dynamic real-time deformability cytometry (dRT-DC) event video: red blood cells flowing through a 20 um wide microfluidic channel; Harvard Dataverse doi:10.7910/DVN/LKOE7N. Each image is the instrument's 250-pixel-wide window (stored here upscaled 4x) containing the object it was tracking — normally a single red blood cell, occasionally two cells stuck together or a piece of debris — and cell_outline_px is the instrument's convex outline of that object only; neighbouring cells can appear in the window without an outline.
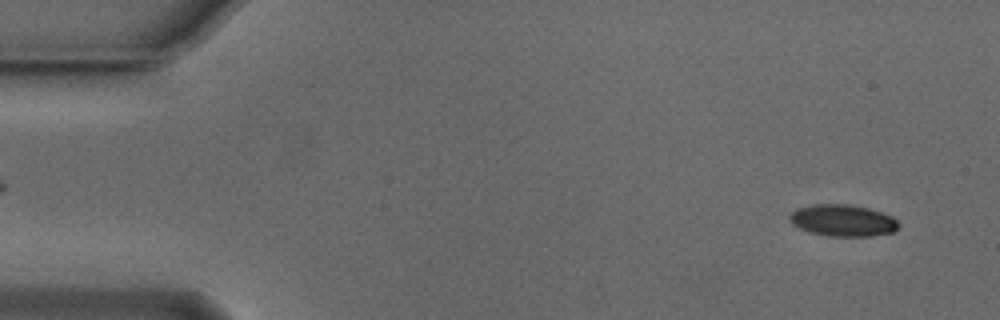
{"species": "Egyptian fruit bat (a non-hibernating species)", "species_latin": "Rousettus aegyptiacus", "temperature_condition": "cold", "stored_images_in_passage": 20, "camera_frame_rate_fps": 3000, "um_per_image_px": 0.085, "animal": {"sex": "male"}, "frame": {"image": 1, "passage_image": 3, "time_ms": 0.667, "image_size_px": [1000, 320], "cell_outline_px": [[900, 224], [892, 232], [872, 236], [828, 236], [812, 232], [800, 228], [792, 224], [788, 216], [796, 208], [816, 204], [848, 204], [868, 208], [892, 216]], "centroid_in_image_um": [71.63, 18.73], "position_along_channel_um": 13.4, "area_um2": 20.0}}
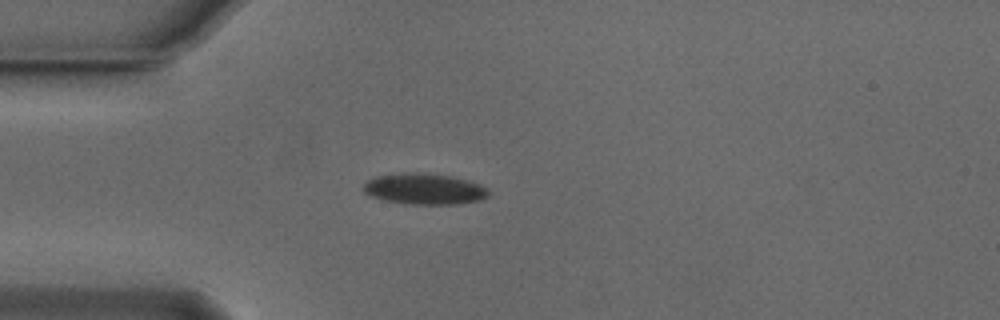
{"frame": {"image": 2, "passage_image": 14, "time_ms": 4.333, "image_size_px": [1000, 320], "cell_outline_px": [[488, 196], [480, 200], [460, 204], [404, 204], [384, 200], [372, 196], [364, 192], [364, 184], [368, 180], [376, 176], [412, 172], [452, 176], [468, 180], [480, 184], [488, 188]], "centroid_in_image_um": [36.1, 16.07], "position_along_channel_um": 48.9, "area_um2": 22.54}}
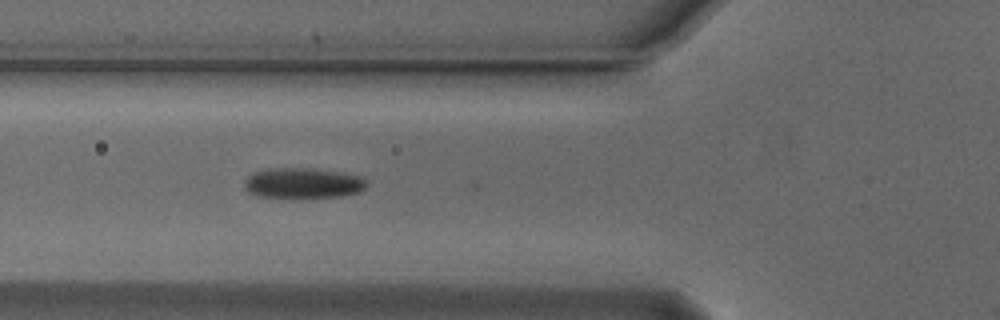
{"frame": {"image": 3, "passage_image": 19, "time_ms": 6.0, "image_size_px": [1000, 320], "cell_outline_px": [[364, 188], [360, 192], [340, 196], [300, 200], [256, 196], [248, 192], [244, 188], [244, 180], [248, 176], [256, 172], [268, 168], [312, 168], [360, 176], [364, 180]], "centroid_in_image_um": [25.67, 15.61], "position_along_channel_um": 100.1, "area_um2": 22.25}}